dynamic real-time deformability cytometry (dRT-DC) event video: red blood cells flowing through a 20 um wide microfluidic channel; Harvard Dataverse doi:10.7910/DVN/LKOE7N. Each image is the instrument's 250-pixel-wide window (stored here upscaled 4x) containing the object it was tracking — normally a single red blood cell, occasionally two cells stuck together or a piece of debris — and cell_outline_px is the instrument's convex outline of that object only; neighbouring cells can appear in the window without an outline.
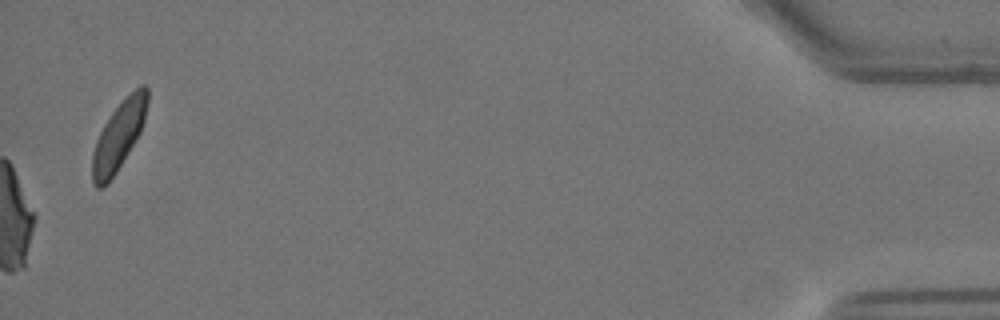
{"species": "Egyptian fruit bat (a non-hibernating species)", "species_latin": "Rousettus aegyptiacus", "temperature_condition": "warm", "stored_images_in_passage": 55, "camera_frame_rate_fps": 3000, "um_per_image_px": 0.085, "animal": {"sex": "female"}, "frame": {"image": 1, "passage_image": 55, "time_ms": 18.0, "image_size_px": [1000, 320], "cell_outline_px": [[148, 100], [144, 120], [140, 132], [116, 172], [108, 184], [104, 188], [96, 188], [92, 184], [92, 152], [96, 140], [104, 124], [112, 112], [140, 84], [144, 84], [148, 88]], "centroid_in_image_um": [10.07, 11.59], "position_along_channel_um": 425.1, "area_um2": 21.68}}